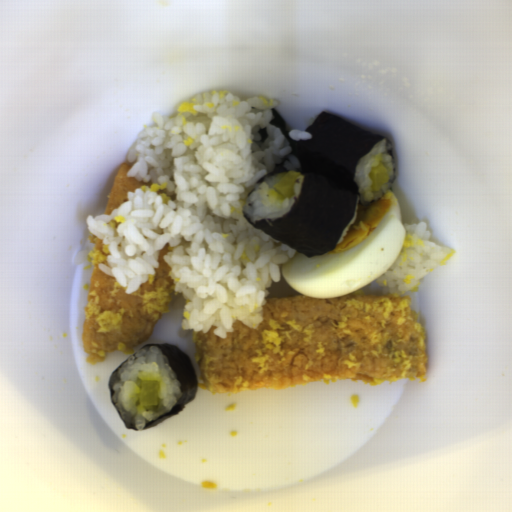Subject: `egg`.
I'll return each mask as SVG.
<instances>
[{
  "mask_svg": "<svg viewBox=\"0 0 512 512\" xmlns=\"http://www.w3.org/2000/svg\"><path fill=\"white\" fill-rule=\"evenodd\" d=\"M406 237L399 201L387 190L369 204L358 202L355 221L335 249L316 257L298 252L282 267L293 290L336 298L358 290L389 270Z\"/></svg>",
  "mask_w": 512,
  "mask_h": 512,
  "instance_id": "d2b9013d",
  "label": "egg"
}]
</instances>
